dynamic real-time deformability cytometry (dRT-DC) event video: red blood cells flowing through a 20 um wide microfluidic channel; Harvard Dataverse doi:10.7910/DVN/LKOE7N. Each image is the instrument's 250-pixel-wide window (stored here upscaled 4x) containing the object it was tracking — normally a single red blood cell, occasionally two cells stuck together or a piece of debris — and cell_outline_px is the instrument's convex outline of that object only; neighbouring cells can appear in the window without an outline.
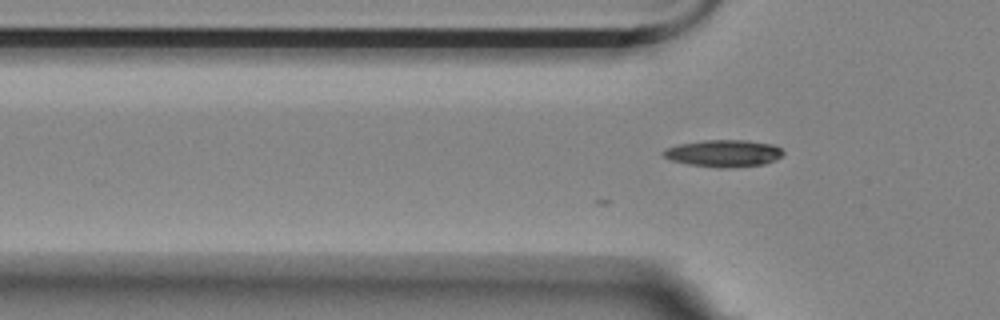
{"species": "Egyptian fruit bat (a non-hibernating species)", "species_latin": "Rousettus aegyptiacus", "temperature_condition": "room temperature", "stored_images_in_passage": 7, "camera_frame_rate_fps": 3000, "um_per_image_px": 0.085, "animal": {"sex": "female"}, "frame": {"image": 1, "passage_image": 7, "time_ms": 2.0, "image_size_px": [1000, 320], "cell_outline_px": [[784, 152], [776, 160], [764, 164], [732, 168], [720, 168], [692, 164], [672, 160], [664, 156], [660, 152], [668, 148], [680, 144], [704, 140], [748, 140], [772, 144], [780, 148]], "centroid_in_image_um": [61.55, 13.03], "position_along_channel_um": 64.3, "area_um2": 18.73}}